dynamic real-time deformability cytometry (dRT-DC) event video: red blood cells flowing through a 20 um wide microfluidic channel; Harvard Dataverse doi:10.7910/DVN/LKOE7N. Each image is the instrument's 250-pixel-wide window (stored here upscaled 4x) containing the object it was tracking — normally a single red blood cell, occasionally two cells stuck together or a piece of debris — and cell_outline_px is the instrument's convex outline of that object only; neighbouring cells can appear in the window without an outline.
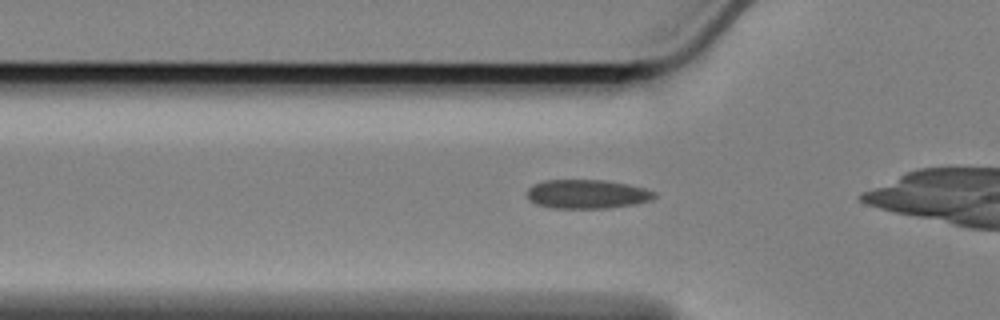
{"species": "Egyptian fruit bat (a non-hibernating species)", "species_latin": "Rousettus aegyptiacus", "temperature_condition": "cold", "stored_images_in_passage": 30, "camera_frame_rate_fps": 3000, "um_per_image_px": 0.085, "animal": {"sex": "female"}, "frame": {"image": 1, "passage_image": 2, "time_ms": 0.333, "image_size_px": [1000, 320], "cell_outline_px": [[656, 196], [652, 200], [636, 204], [604, 208], [552, 208], [536, 204], [528, 200], [528, 188], [532, 184], [544, 180], [600, 180], [628, 184], [644, 188], [656, 192]], "centroid_in_image_um": [49.89, 16.5], "position_along_channel_um": 75.9, "area_um2": 21.56}}
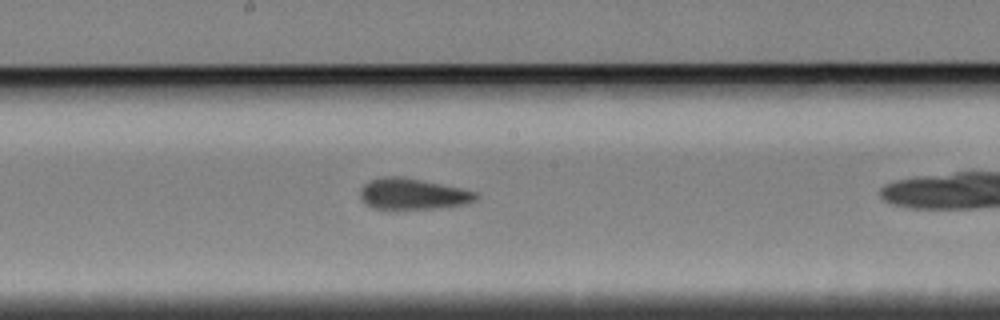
{"frame": {"image": 2, "passage_image": 14, "time_ms": 4.333, "image_size_px": [1000, 320], "cell_outline_px": [[480, 196], [476, 200], [464, 204], [432, 208], [372, 208], [360, 196], [360, 188], [368, 180], [380, 176], [404, 176], [460, 188], [476, 192]], "centroid_in_image_um": [35.06, 16.45], "position_along_channel_um": 213.1, "area_um2": 20.75}}
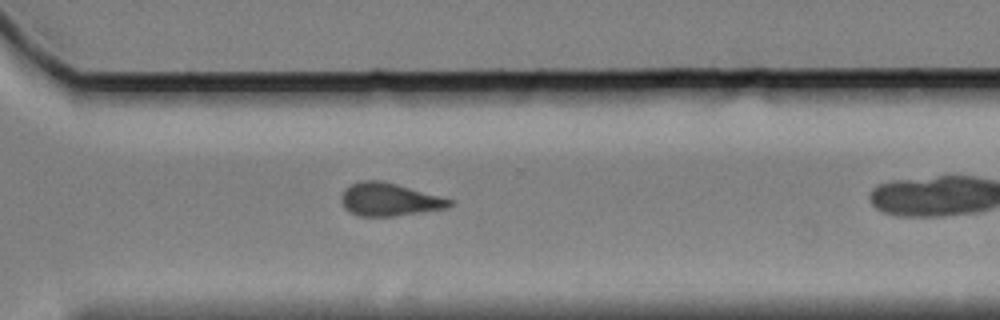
{"frame": {"image": 3, "passage_image": 25, "time_ms": 8.0, "image_size_px": [1000, 320], "cell_outline_px": [[456, 204], [448, 208], [392, 216], [360, 216], [348, 212], [344, 208], [340, 200], [340, 196], [344, 188], [360, 180], [380, 180], [396, 184], [456, 200]], "centroid_in_image_um": [33.09, 16.96], "position_along_channel_um": 337.5, "area_um2": 21.04}}